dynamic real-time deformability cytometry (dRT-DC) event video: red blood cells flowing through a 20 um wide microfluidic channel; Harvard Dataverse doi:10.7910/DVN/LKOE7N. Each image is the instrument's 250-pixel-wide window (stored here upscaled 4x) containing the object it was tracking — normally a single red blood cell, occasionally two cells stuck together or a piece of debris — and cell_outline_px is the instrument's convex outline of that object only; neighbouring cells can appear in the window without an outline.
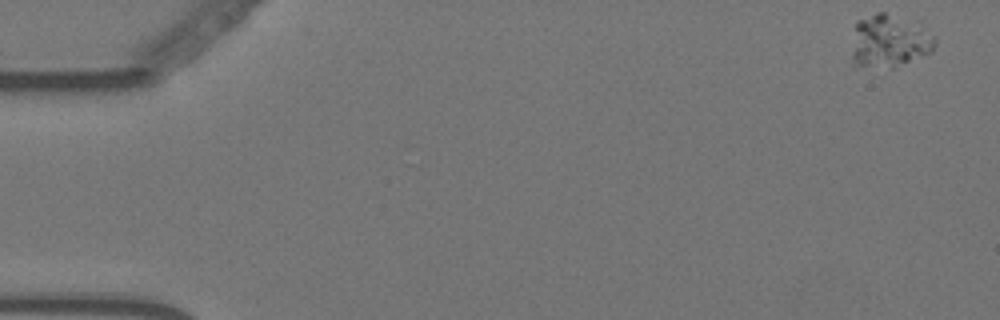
{"species": "Egyptian fruit bat (a non-hibernating species)", "species_latin": "Rousettus aegyptiacus", "temperature_condition": "warm", "stored_images_in_passage": 58, "camera_frame_rate_fps": 3000, "um_per_image_px": 0.085, "animal": {"sex": "female"}, "frame": {"image": 1, "passage_image": 1, "time_ms": 0.0, "image_size_px": [1000, 320], "cell_outline_px": [[936, 44], [932, 52], [892, 68], [852, 68], [852, 52], [856, 20], [876, 12], [884, 12], [920, 20], [936, 36]], "centroid_in_image_um": [75.63, 3.48], "position_along_channel_um": 9.4, "area_um2": 26.93}}
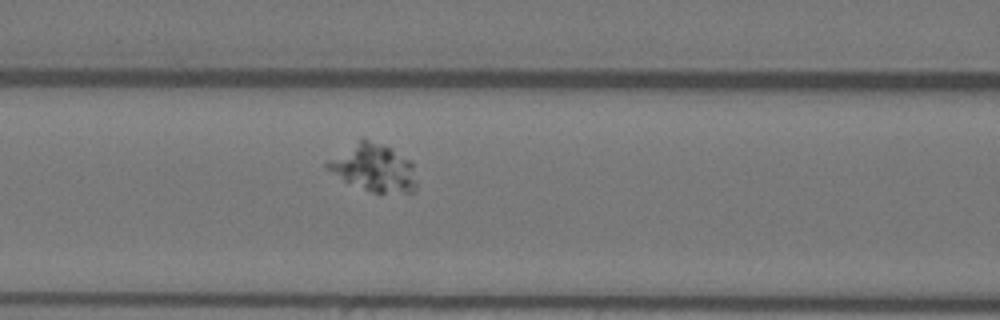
{"frame": {"image": 2, "passage_image": 24, "time_ms": 7.667, "image_size_px": [1000, 320], "cell_outline_px": [[416, 188], [412, 192], [372, 192], [344, 180], [324, 168], [324, 164], [328, 160], [360, 136], [364, 136], [384, 144], [412, 160], [416, 184]], "centroid_in_image_um": [31.74, 14.19], "position_along_channel_um": 134.9, "area_um2": 24.97}}
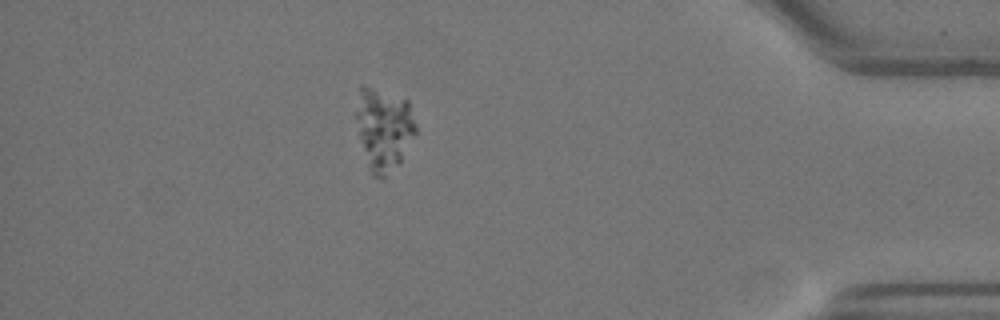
{"frame": {"image": 3, "passage_image": 51, "time_ms": 16.667, "image_size_px": [1000, 320], "cell_outline_px": [[416, 132], [400, 160], [384, 180], [372, 176], [360, 136], [356, 116], [356, 112], [360, 84], [364, 84], [408, 100], [416, 124]], "centroid_in_image_um": [32.63, 10.93], "position_along_channel_um": 402.6, "area_um2": 28.15}}